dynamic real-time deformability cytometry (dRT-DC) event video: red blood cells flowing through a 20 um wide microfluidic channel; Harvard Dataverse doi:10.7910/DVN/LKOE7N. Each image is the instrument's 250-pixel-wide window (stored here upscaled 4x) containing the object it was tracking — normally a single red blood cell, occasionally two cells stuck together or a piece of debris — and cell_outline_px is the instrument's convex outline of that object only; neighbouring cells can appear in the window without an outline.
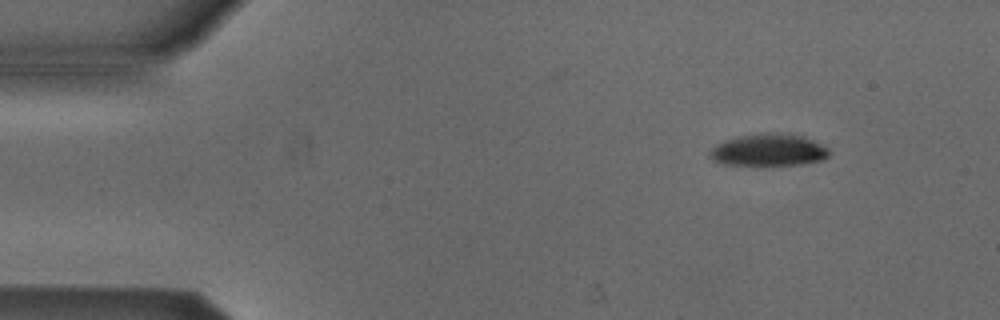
{"species": "Egyptian fruit bat (a non-hibernating species)", "species_latin": "Rousettus aegyptiacus", "temperature_condition": "cold", "stored_images_in_passage": 6, "camera_frame_rate_fps": 3000, "um_per_image_px": 0.085, "animal": {"sex": "male"}, "frame": {"image": 1, "passage_image": 2, "time_ms": 0.333, "image_size_px": [1000, 320], "cell_outline_px": [[828, 156], [824, 160], [800, 164], [724, 164], [708, 156], [708, 152], [716, 144], [724, 140], [740, 136], [760, 132], [776, 132], [804, 136], [828, 148]], "centroid_in_image_um": [65.33, 12.72], "position_along_channel_um": 19.7, "area_um2": 22.14}}